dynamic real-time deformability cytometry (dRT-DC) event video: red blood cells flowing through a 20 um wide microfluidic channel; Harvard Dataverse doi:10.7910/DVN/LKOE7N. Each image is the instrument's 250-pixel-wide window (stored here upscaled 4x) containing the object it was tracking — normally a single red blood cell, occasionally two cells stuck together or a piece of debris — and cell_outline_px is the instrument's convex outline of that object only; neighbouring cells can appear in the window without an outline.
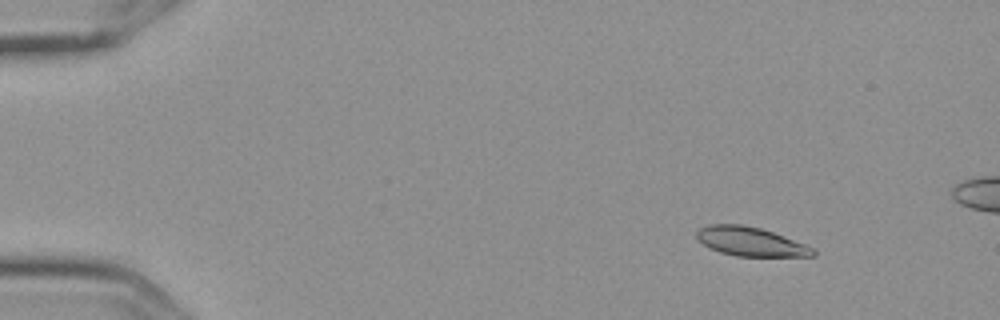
{"species": "Egyptian fruit bat (a non-hibernating species)", "species_latin": "Rousettus aegyptiacus", "temperature_condition": "cold", "stored_images_in_passage": 6, "camera_frame_rate_fps": 3000, "um_per_image_px": 0.085, "frame": {"image": 1, "passage_image": 2, "time_ms": 0.333, "image_size_px": [1000, 320], "cell_outline_px": [[816, 256], [736, 256], [720, 252], [704, 244], [696, 236], [696, 232], [700, 228], [708, 224], [740, 224], [760, 228], [772, 232], [804, 244], [812, 248], [816, 252]], "centroid_in_image_um": [63.78, 20.53], "position_along_channel_um": 21.2, "area_um2": 19.31}}